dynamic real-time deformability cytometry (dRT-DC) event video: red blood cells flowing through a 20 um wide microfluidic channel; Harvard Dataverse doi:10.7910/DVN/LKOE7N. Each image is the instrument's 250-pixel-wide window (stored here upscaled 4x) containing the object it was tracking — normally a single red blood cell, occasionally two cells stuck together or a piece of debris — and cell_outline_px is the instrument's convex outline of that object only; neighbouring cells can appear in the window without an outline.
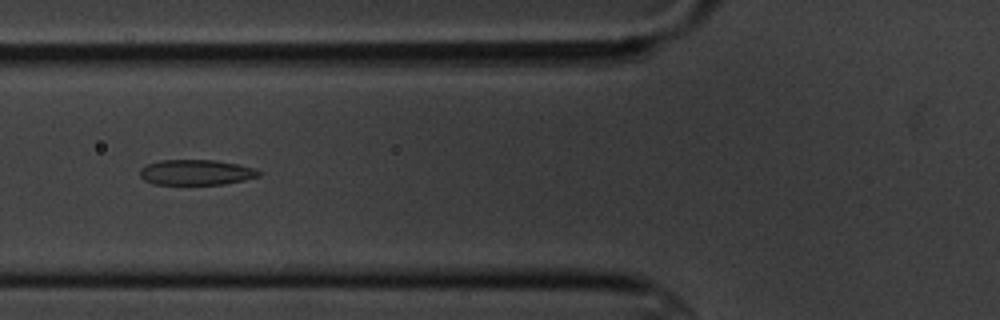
{"species": "common noctule bat (a hibernating species)", "species_latin": "Nyctalus noctula", "temperature_condition": "cold", "stored_images_in_passage": 4, "camera_frame_rate_fps": 3000, "um_per_image_px": 0.085, "animal": {"sex": "male", "body_mass_g": 20.1, "forearm_length_mm": 53.5}, "frame": {"image": 1, "passage_image": 3, "time_ms": 2.333, "image_size_px": [1000, 320], "cell_outline_px": [[260, 176], [244, 180], [224, 184], [152, 184], [144, 180], [140, 176], [140, 168], [148, 164], [160, 160], [216, 160], [256, 168], [260, 172]], "centroid_in_image_um": [16.66, 14.65], "position_along_channel_um": 109.1, "area_um2": 17.57}}
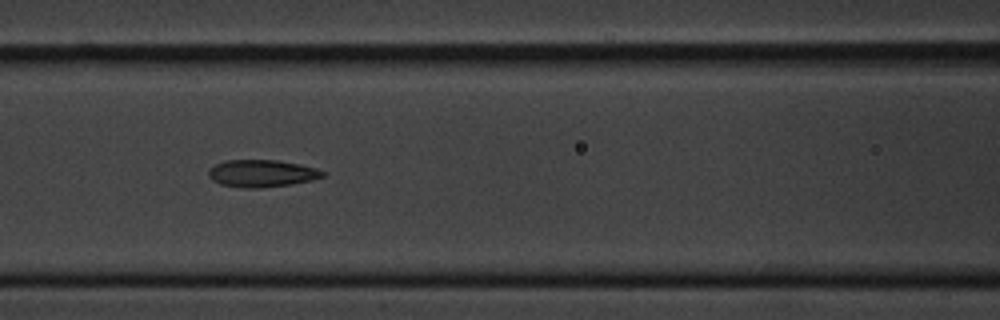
{"frame": {"image": 2, "passage_image": 4, "time_ms": 3.333, "image_size_px": [1000, 320], "cell_outline_px": [[324, 176], [312, 180], [292, 184], [260, 188], [240, 188], [220, 184], [212, 180], [208, 176], [208, 168], [224, 160], [276, 160], [300, 164], [316, 168], [324, 172]], "centroid_in_image_um": [22.21, 14.74], "position_along_channel_um": 144.4, "area_um2": 18.26}}